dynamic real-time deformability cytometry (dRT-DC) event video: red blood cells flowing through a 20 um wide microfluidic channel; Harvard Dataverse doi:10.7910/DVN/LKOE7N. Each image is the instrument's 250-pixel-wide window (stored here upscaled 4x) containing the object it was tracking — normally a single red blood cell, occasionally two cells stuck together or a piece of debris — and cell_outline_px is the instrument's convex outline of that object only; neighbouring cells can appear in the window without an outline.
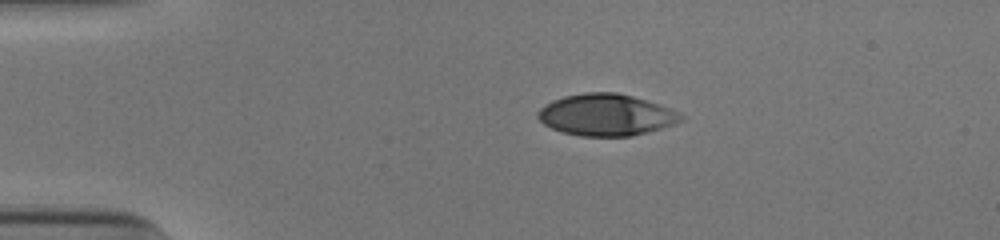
{"species": "human", "species_latin": "Homo sapiens", "temperature_condition": "cold", "stored_images_in_passage": 42, "camera_frame_rate_fps": 3000, "um_per_image_px": 0.085, "donor": {"sex": "male"}, "frame": {"image": 1, "passage_image": 1, "time_ms": 0.0, "image_size_px": [1000, 240], "cell_outline_px": [[684, 116], [680, 120], [672, 124], [660, 128], [632, 136], [580, 136], [564, 132], [552, 128], [544, 124], [536, 116], [536, 112], [544, 104], [552, 100], [564, 96], [584, 92], [616, 92], [632, 96], [668, 108]], "centroid_in_image_um": [51.44, 9.76], "position_along_channel_um": 33.6, "area_um2": 34.33}}
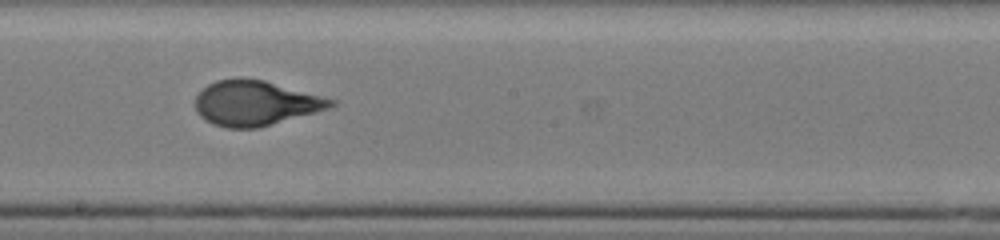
{"frame": {"image": 2, "passage_image": 20, "time_ms": 6.333, "image_size_px": [1000, 240], "cell_outline_px": [[336, 104], [328, 108], [316, 112], [256, 128], [228, 128], [212, 124], [200, 116], [196, 112], [196, 96], [208, 84], [216, 80], [240, 76], [264, 80], [336, 100]], "centroid_in_image_um": [21.68, 8.75], "position_along_channel_um": 226.5, "area_um2": 35.43}}
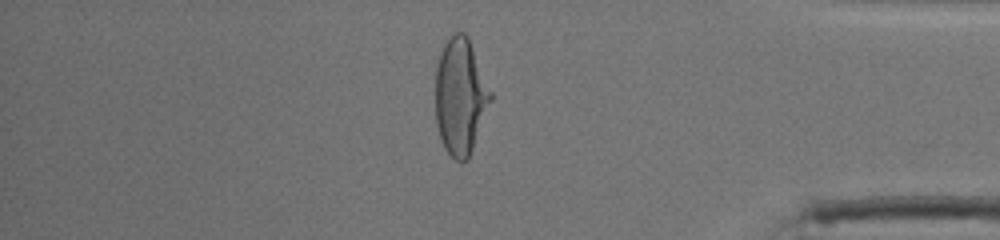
{"frame": {"image": 3, "passage_image": 35, "time_ms": 11.333, "image_size_px": [1000, 240], "cell_outline_px": [[492, 100], [468, 160], [456, 160], [444, 148], [436, 124], [436, 68], [440, 52], [444, 44], [456, 32], [464, 32], [468, 36], [492, 92]], "centroid_in_image_um": [39.14, 8.19], "position_along_channel_um": 396.1, "area_um2": 37.28}, "authors_computed_cell_mechanics": {"area_um2": 35.6048, "velocity_mm_per_s": 3.9003, "shape_relaxation_time_tau1_ms": 4.0275, "shape_relaxation_time_tau2_ms": null, "deformation_change_tau1": 0.2028, "deformation_change_tau2": null}}